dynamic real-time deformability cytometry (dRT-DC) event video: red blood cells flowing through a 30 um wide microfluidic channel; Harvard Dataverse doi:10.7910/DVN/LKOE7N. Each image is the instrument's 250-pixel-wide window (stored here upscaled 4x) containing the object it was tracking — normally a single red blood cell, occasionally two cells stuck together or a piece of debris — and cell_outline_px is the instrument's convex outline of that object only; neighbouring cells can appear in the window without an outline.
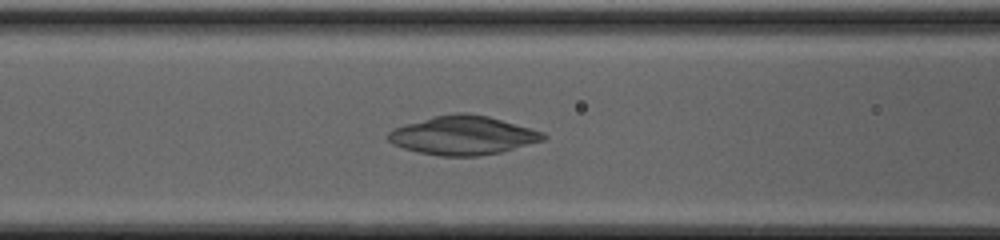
{"species": "common noctule bat (a hibernating species)", "species_latin": "Nyctalus noctula", "temperature_condition": "cold", "stored_images_in_passage": 35, "camera_frame_rate_fps": 3000, "um_per_image_px": 0.085, "animal": {"sex": "female", "body_mass_g": 20.0, "forearm_length_mm": 54.0}, "frame": {"image": 1, "passage_image": 11, "time_ms": 3.333, "image_size_px": [1000, 240], "cell_outline_px": [[548, 136], [544, 140], [500, 152], [476, 156], [440, 156], [420, 152], [404, 148], [392, 144], [384, 136], [392, 128], [404, 124], [432, 116], [452, 112], [468, 112], [488, 116], [544, 132]], "centroid_in_image_um": [39.3, 11.49], "position_along_channel_um": 127.3, "area_um2": 35.26}}
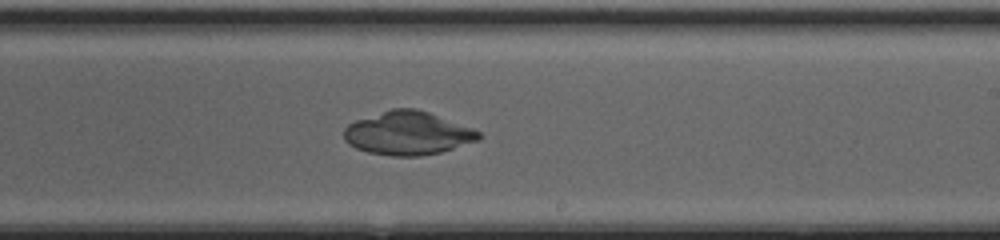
{"frame": {"image": 2, "passage_image": 20, "time_ms": 6.333, "image_size_px": [1000, 240], "cell_outline_px": [[480, 140], [440, 152], [420, 156], [392, 156], [368, 152], [356, 148], [348, 144], [344, 140], [344, 128], [348, 124], [356, 120], [392, 108], [416, 108], [428, 112], [472, 128], [480, 132]], "centroid_in_image_um": [34.64, 11.33], "position_along_channel_um": 254.4, "area_um2": 33.99}}
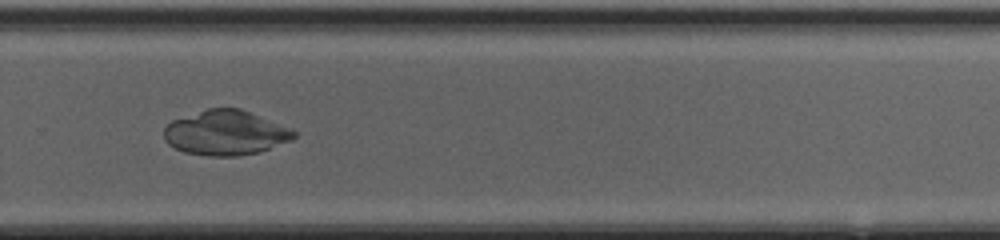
{"frame": {"image": 3, "passage_image": 24, "time_ms": 7.667, "image_size_px": [1000, 240], "cell_outline_px": [[296, 136], [292, 140], [256, 152], [240, 156], [208, 156], [184, 152], [168, 144], [164, 140], [164, 128], [172, 120], [208, 108], [240, 108], [292, 128], [296, 132]], "centroid_in_image_um": [19.17, 11.28], "position_along_channel_um": 310.6, "area_um2": 33.87}}